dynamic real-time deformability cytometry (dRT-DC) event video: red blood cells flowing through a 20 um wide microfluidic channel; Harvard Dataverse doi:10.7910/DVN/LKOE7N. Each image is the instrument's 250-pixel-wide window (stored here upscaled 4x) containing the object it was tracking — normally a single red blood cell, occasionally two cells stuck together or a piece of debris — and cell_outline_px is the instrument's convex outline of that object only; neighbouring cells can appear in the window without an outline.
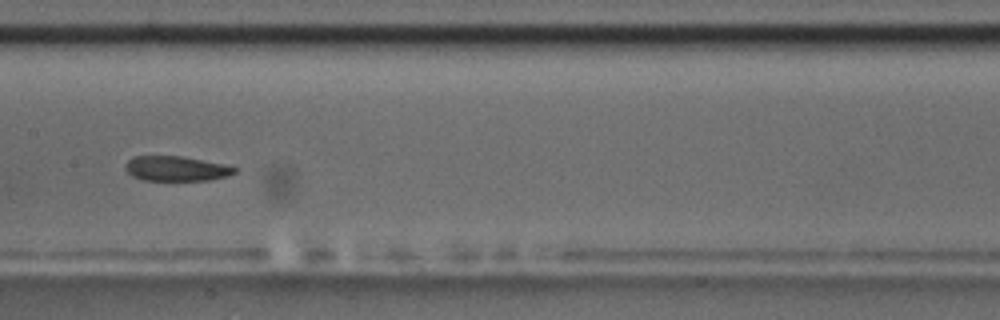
{"species": "common noctule bat (a hibernating species)", "species_latin": "Nyctalus noctula", "temperature_condition": "room temperature", "stored_images_in_passage": 8, "camera_frame_rate_fps": 3000, "um_per_image_px": 0.085, "animal": {"sex": "male", "body_mass_g": 17.5, "forearm_length_mm": 52.3}, "frame": {"image": 1, "passage_image": 7, "time_ms": 8.333, "image_size_px": [1000, 320], "cell_outline_px": [[236, 172], [228, 176], [208, 180], [140, 180], [132, 176], [124, 168], [124, 164], [132, 156], [184, 156], [224, 164], [236, 168]], "centroid_in_image_um": [14.94, 14.32], "position_along_channel_um": 192.5, "area_um2": 15.95}}